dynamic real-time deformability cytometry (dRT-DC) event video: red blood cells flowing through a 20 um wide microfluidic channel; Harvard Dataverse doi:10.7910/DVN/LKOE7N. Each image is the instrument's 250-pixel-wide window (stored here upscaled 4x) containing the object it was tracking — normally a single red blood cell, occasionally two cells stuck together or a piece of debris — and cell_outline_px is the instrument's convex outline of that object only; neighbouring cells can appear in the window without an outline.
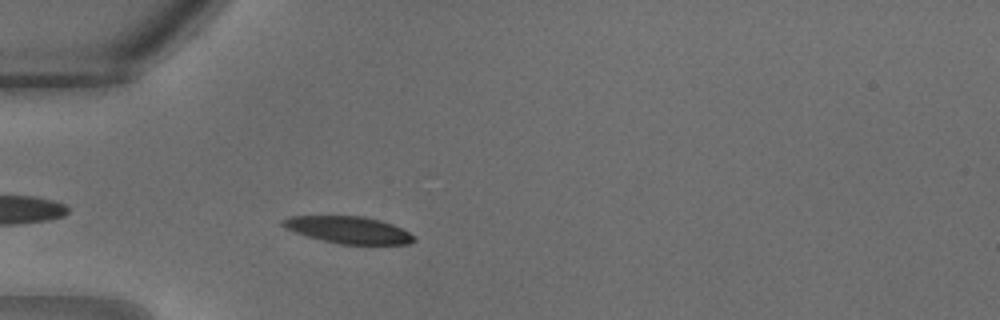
{"species": "common noctule bat (a hibernating species)", "species_latin": "Nyctalus noctula", "temperature_condition": "warm", "stored_images_in_passage": 22, "camera_frame_rate_fps": 3000, "um_per_image_px": 0.085, "animal": {"sex": "male", "body_mass_g": 18.8}, "frame": {"image": 1, "passage_image": 1, "time_ms": 0.0, "image_size_px": [1000, 320], "cell_outline_px": [[416, 240], [408, 244], [340, 244], [308, 236], [284, 228], [280, 224], [280, 220], [288, 216], [364, 216], [380, 220], [392, 224], [416, 236]], "centroid_in_image_um": [29.61, 19.53], "position_along_channel_um": 55.4, "area_um2": 20.58}}
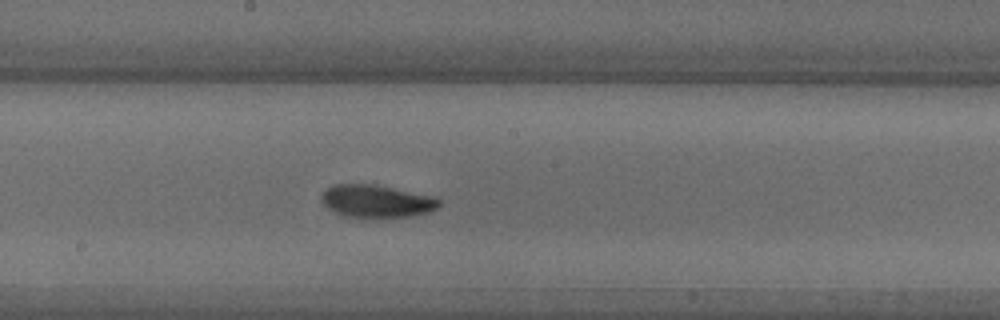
{"frame": {"image": 2, "passage_image": 9, "time_ms": 2.667, "image_size_px": [1000, 320], "cell_outline_px": [[440, 204], [436, 208], [428, 212], [412, 216], [344, 216], [328, 208], [320, 200], [324, 192], [332, 184], [376, 184], [436, 196], [440, 200]], "centroid_in_image_um": [32.04, 17.07], "position_along_channel_um": 216.2, "area_um2": 22.14}}
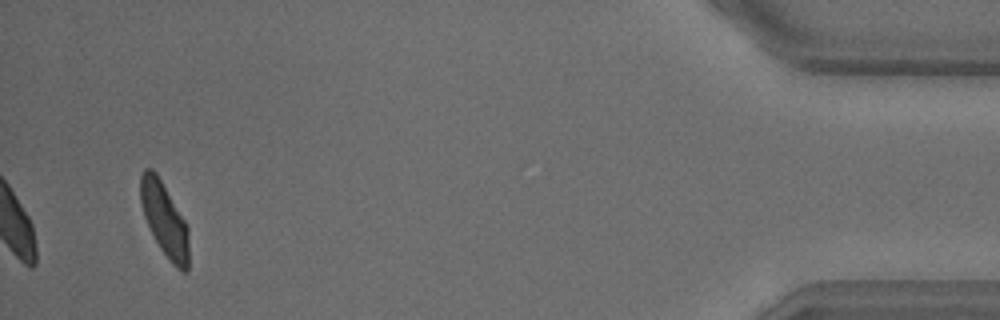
{"frame": {"image": 3, "passage_image": 22, "time_ms": 7.0, "image_size_px": [1000, 320], "cell_outline_px": [[188, 272], [180, 272], [172, 264], [160, 248], [144, 216], [140, 200], [140, 176], [144, 168], [152, 168], [156, 172], [188, 224]], "centroid_in_image_um": [13.99, 18.65], "position_along_channel_um": 421.2, "area_um2": 20.87}}